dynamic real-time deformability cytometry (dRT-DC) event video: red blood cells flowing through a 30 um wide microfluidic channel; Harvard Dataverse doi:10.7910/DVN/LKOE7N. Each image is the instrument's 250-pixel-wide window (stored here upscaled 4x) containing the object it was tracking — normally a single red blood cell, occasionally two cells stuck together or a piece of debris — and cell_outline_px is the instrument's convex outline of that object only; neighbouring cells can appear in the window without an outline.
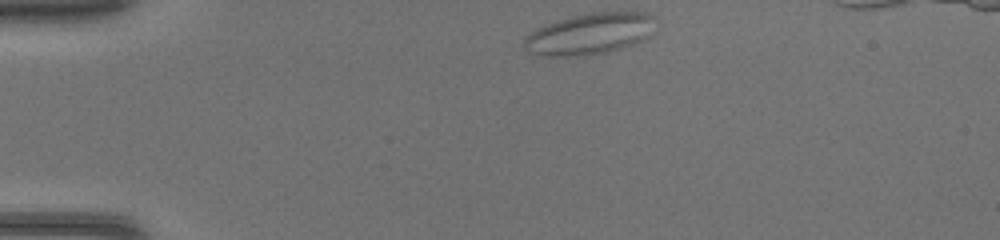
{"species": "common noctule bat (a hibernating species)", "species_latin": "Nyctalus noctula", "temperature_condition": "warm", "stored_images_in_passage": 37, "camera_frame_rate_fps": 3000, "um_per_image_px": 0.085, "animal": {"sex": "female", "body_mass_g": 17.0, "forearm_length_mm": 48.0}, "frame": {"image": 1, "passage_image": 1, "time_ms": 0.0, "image_size_px": [1000, 240], "cell_outline_px": [[652, 16], [648, 36], [632, 44], [608, 52], [576, 56], [544, 56], [528, 52], [524, 48], [524, 36], [556, 20], [572, 16], [592, 12], [648, 12]], "centroid_in_image_um": [50.05, 2.88], "position_along_channel_um": 35.0, "area_um2": 30.98}}
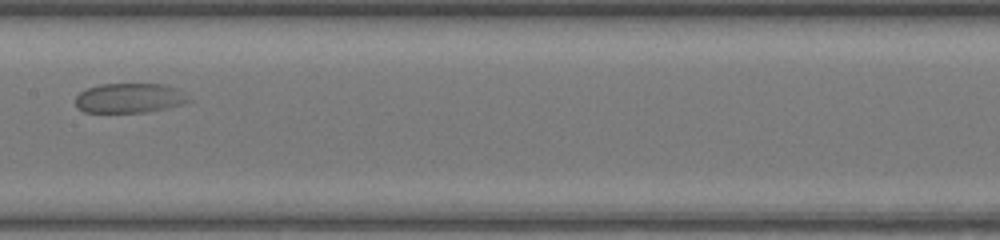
{"frame": {"image": 2, "passage_image": 16, "time_ms": 5.0, "image_size_px": [1000, 240], "cell_outline_px": [[192, 100], [184, 104], [168, 108], [144, 112], [84, 112], [76, 108], [76, 96], [80, 92], [88, 88], [100, 84], [164, 84], [176, 88]], "centroid_in_image_um": [11.0, 8.34], "position_along_channel_um": 196.4, "area_um2": 19.59}}
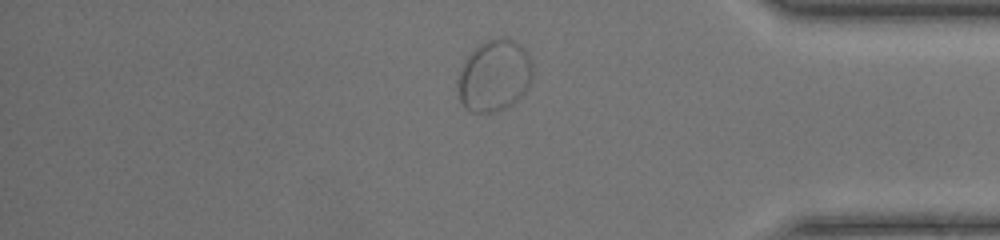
{"frame": {"image": 3, "passage_image": 31, "time_ms": 10.0, "image_size_px": [1000, 240], "cell_outline_px": [[532, 76], [528, 88], [512, 104], [504, 108], [492, 112], [472, 112], [464, 108], [460, 100], [456, 80], [468, 56], [480, 44], [488, 40], [504, 36], [520, 44], [524, 48], [532, 64]], "centroid_in_image_um": [42.01, 6.44], "position_along_channel_um": 393.2, "area_um2": 31.04}}